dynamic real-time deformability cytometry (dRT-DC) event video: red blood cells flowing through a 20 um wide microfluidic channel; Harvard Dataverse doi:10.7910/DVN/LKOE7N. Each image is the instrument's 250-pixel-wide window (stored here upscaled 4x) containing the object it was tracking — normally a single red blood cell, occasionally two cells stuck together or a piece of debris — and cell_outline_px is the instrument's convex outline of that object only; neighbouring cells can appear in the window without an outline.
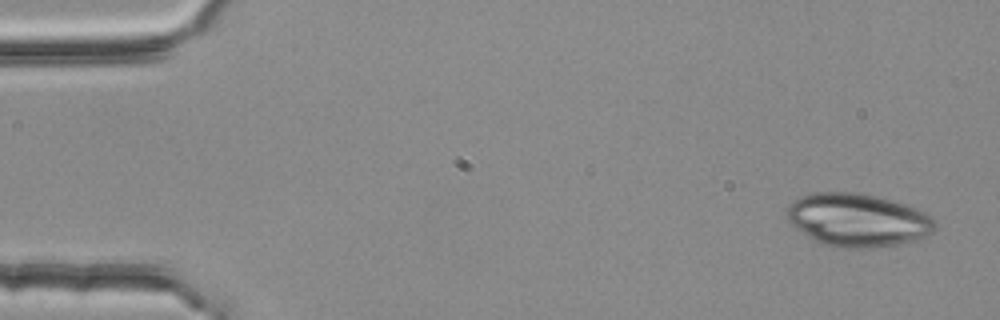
{"species": "common noctule bat (a hibernating species)", "species_latin": "Nyctalus noctula", "temperature_condition": "room temperature", "stored_images_in_passage": 4, "segment_of_instrument_passage": [1, 2], "camera_frame_rate_fps": 3000, "um_per_image_px": 0.085, "animal": {"sex": "female", "body_mass_g": 25.1}, "frame": {"image": 1, "passage_image": 1, "time_ms": 0.0, "image_size_px": [1000, 320], "cell_outline_px": [[936, 228], [932, 232], [916, 240], [900, 244], [868, 248], [840, 248], [824, 244], [808, 236], [796, 228], [788, 220], [784, 208], [792, 200], [800, 196], [816, 192], [852, 192], [892, 200], [908, 204], [932, 216], [936, 220]], "centroid_in_image_um": [72.9, 18.7], "position_along_channel_um": 12.1, "area_um2": 46.07}}